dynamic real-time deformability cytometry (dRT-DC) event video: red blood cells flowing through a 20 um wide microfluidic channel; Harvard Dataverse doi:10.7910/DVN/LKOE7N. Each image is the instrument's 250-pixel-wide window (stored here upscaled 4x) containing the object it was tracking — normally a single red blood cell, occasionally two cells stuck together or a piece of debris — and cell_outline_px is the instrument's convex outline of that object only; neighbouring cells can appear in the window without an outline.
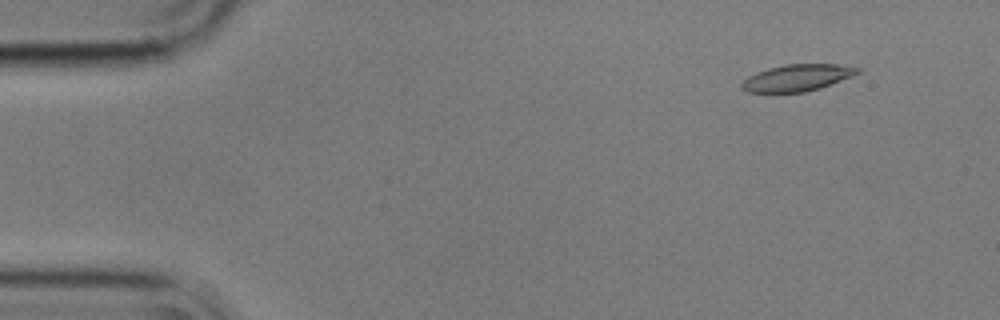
{"species": "common noctule bat (a hibernating species)", "species_latin": "Nyctalus noctula", "temperature_condition": "cold", "stored_images_in_passage": 5, "camera_frame_rate_fps": 3000, "um_per_image_px": 0.085, "animal": {"sex": "male", "body_mass_g": 17.9}, "frame": {"image": 1, "passage_image": 2, "time_ms": 0.333, "image_size_px": [1000, 320], "cell_outline_px": [[864, 68], [860, 72], [852, 76], [820, 88], [804, 92], [748, 92], [740, 88], [740, 84], [748, 76], [756, 72], [768, 68], [784, 64], [836, 64]], "centroid_in_image_um": [67.76, 6.6], "position_along_channel_um": 17.2, "area_um2": 18.09}}
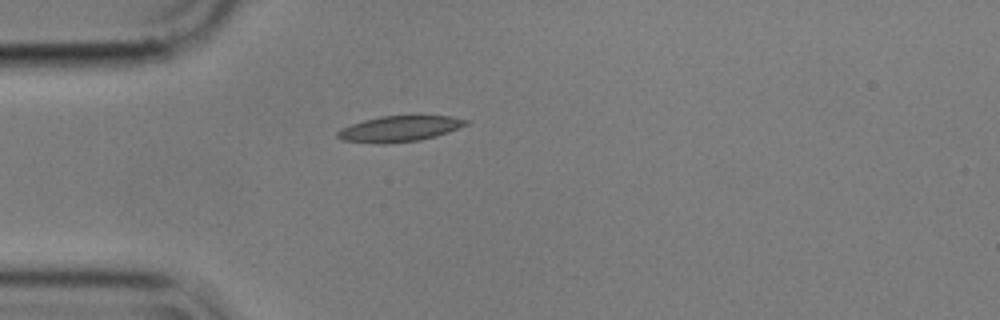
{"frame": {"image": 2, "passage_image": 4, "time_ms": 1.0, "image_size_px": [1000, 320], "cell_outline_px": [[468, 124], [448, 132], [436, 136], [420, 140], [388, 144], [376, 144], [344, 140], [336, 136], [336, 132], [340, 128], [364, 120], [380, 116], [448, 116], [468, 120]], "centroid_in_image_um": [33.92, 10.96], "position_along_channel_um": 51.1, "area_um2": 19.25}}